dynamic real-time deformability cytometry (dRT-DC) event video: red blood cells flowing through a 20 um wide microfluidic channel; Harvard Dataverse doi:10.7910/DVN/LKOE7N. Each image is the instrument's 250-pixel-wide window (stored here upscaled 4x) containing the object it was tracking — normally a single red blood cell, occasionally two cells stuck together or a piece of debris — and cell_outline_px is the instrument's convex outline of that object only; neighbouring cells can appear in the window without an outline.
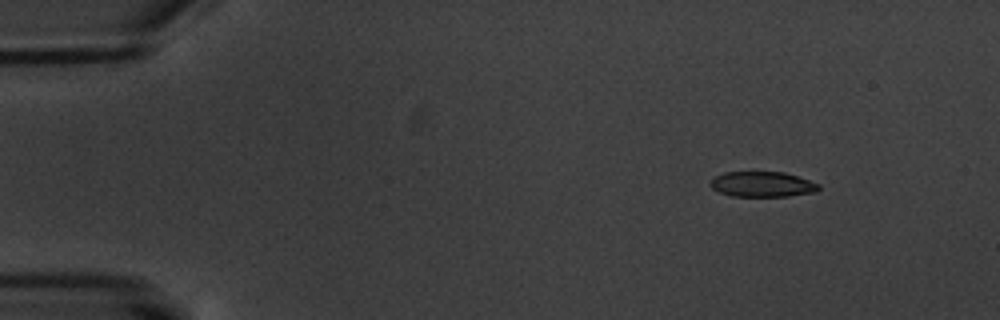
{"species": "common noctule bat (a hibernating species)", "species_latin": "Nyctalus noctula", "temperature_condition": "warm", "stored_images_in_passage": 7, "segment_of_instrument_passage": [1, 2], "camera_frame_rate_fps": 3000, "um_per_image_px": 0.085, "animal": {"sex": "male", "body_mass_g": 20.1, "forearm_length_mm": 53.5}, "frame": {"image": 1, "passage_image": 3, "time_ms": 2.333, "image_size_px": [1000, 320], "cell_outline_px": [[820, 188], [816, 192], [788, 196], [732, 196], [720, 192], [712, 188], [708, 184], [712, 176], [724, 172], [784, 172], [820, 184]], "centroid_in_image_um": [64.75, 15.66], "position_along_channel_um": 20.2, "area_um2": 16.07}}
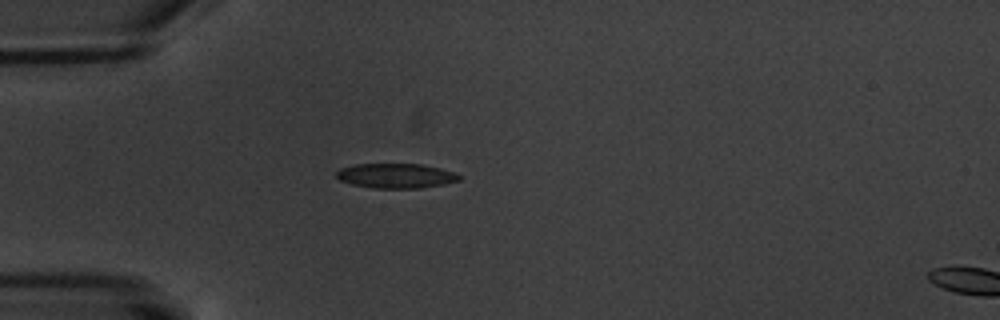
{"frame": {"image": 2, "passage_image": 6, "time_ms": 5.667, "image_size_px": [1000, 320], "cell_outline_px": [[460, 180], [444, 184], [420, 188], [372, 188], [352, 184], [340, 180], [336, 176], [336, 172], [340, 168], [356, 164], [420, 164], [440, 168], [452, 172], [460, 176]], "centroid_in_image_um": [33.63, 14.94], "position_along_channel_um": 51.4, "area_um2": 17.57}}